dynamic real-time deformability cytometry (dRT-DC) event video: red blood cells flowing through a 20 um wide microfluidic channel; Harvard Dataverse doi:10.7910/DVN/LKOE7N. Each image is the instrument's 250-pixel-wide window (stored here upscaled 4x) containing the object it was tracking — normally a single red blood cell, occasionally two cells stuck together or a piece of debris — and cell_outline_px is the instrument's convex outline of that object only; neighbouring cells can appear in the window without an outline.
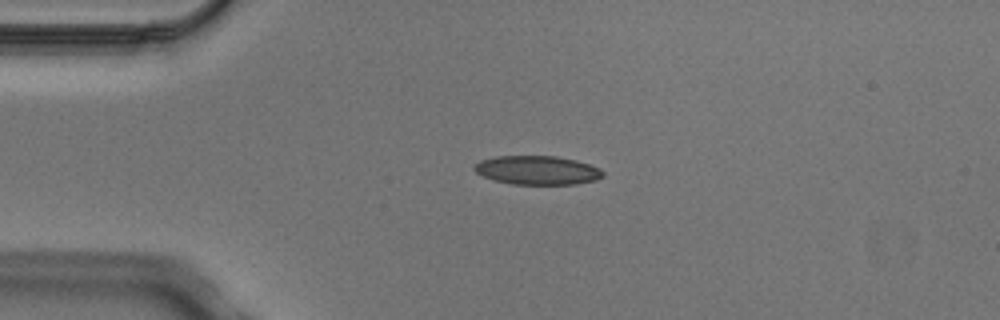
{"species": "Egyptian fruit bat (a non-hibernating species)", "species_latin": "Rousettus aegyptiacus", "temperature_condition": "cold", "stored_images_in_passage": 2, "camera_frame_rate_fps": 3000, "um_per_image_px": 0.085, "animal": {"sex": "male"}, "frame": {"image": 1, "passage_image": 2, "time_ms": 0.333, "image_size_px": [1000, 320], "cell_outline_px": [[604, 176], [596, 180], [576, 184], [512, 184], [492, 180], [476, 172], [472, 168], [480, 160], [496, 156], [556, 156], [576, 160], [600, 168], [604, 172]], "centroid_in_image_um": [45.68, 14.47], "position_along_channel_um": 39.3, "area_um2": 21.68}}